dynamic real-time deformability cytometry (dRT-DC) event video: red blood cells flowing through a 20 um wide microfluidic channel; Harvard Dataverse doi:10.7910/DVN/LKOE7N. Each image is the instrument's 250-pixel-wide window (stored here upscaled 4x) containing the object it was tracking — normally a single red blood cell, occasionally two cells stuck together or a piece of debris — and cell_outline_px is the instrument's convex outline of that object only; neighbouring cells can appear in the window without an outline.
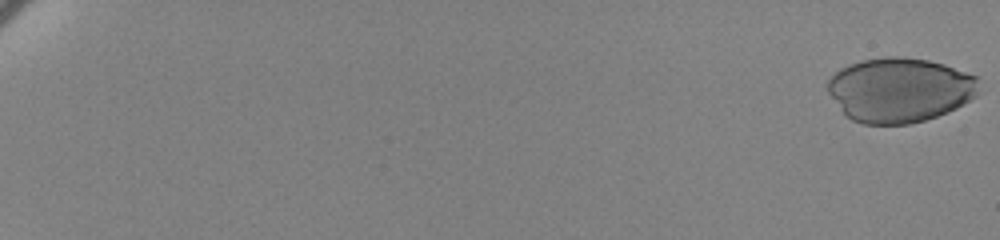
{"species": "human", "species_latin": "Homo sapiens", "temperature_condition": "cold", "stored_images_in_passage": 24, "camera_frame_rate_fps": 3000, "um_per_image_px": 0.085, "donor": {"sex": "female"}, "frame": {"image": 1, "passage_image": 1, "time_ms": 0.0, "image_size_px": [1000, 240], "cell_outline_px": [[980, 76], [976, 92], [964, 104], [948, 112], [924, 120], [908, 124], [864, 124], [852, 120], [844, 112], [828, 92], [828, 80], [840, 68], [848, 64], [860, 60], [888, 56], [904, 56], [928, 60], [944, 64]], "centroid_in_image_um": [76.49, 7.62], "position_along_channel_um": 8.5, "area_um2": 56.88}}
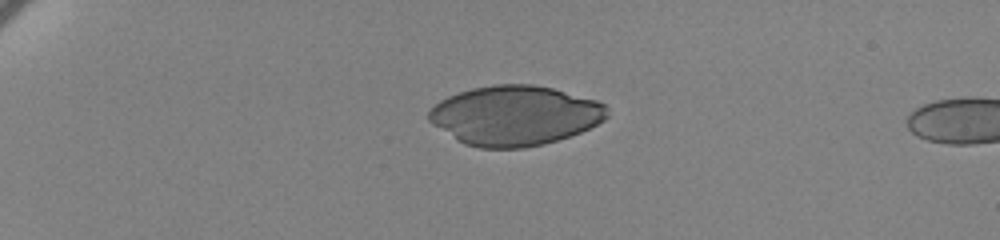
{"frame": {"image": 2, "passage_image": 18, "time_ms": 5.667, "image_size_px": [1000, 240], "cell_outline_px": [[608, 116], [604, 120], [580, 132], [544, 144], [524, 148], [480, 148], [464, 144], [456, 140], [432, 124], [428, 120], [428, 112], [440, 100], [448, 96], [472, 88], [496, 84], [532, 84], [552, 88], [596, 100], [604, 104], [608, 108]], "centroid_in_image_um": [43.75, 9.82], "position_along_channel_um": 41.3, "area_um2": 61.96}}